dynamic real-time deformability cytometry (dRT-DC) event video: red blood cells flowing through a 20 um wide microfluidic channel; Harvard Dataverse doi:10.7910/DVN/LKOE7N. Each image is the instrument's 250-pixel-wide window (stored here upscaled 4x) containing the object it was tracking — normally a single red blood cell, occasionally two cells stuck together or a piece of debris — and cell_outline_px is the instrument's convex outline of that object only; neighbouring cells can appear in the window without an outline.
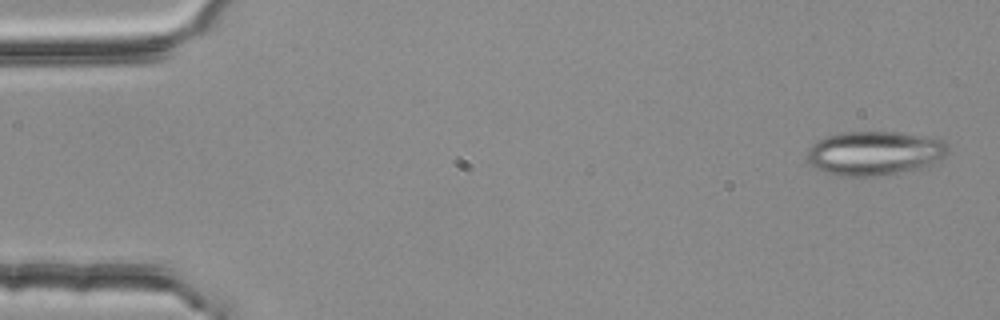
{"species": "common noctule bat (a hibernating species)", "species_latin": "Nyctalus noctula", "temperature_condition": "room temperature", "stored_images_in_passage": 3, "camera_frame_rate_fps": 3000, "um_per_image_px": 0.085, "animal": {"sex": "female", "body_mass_g": 25.1}, "frame": {"image": 1, "passage_image": 1, "time_ms": 0.0, "image_size_px": [1000, 320], "cell_outline_px": [[948, 152], [940, 160], [924, 168], [880, 176], [836, 176], [824, 172], [816, 168], [808, 160], [808, 148], [816, 140], [828, 136], [844, 132], [896, 132], [944, 140], [948, 144]], "centroid_in_image_um": [74.35, 13.03], "position_along_channel_um": 10.7, "area_um2": 36.36}}